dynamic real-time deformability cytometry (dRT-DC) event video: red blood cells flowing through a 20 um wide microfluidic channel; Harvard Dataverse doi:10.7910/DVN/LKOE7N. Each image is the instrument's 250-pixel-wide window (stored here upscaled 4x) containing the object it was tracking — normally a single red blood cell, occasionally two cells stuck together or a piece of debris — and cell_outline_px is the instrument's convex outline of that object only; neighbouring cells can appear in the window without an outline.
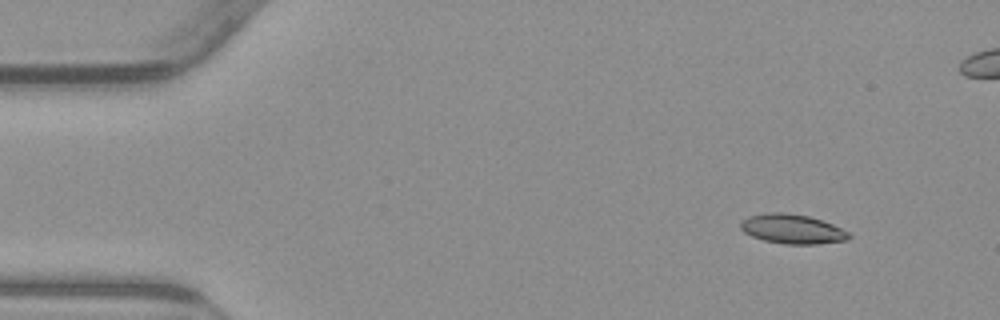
{"species": "common noctule bat (a hibernating species)", "species_latin": "Nyctalus noctula", "temperature_condition": "warm", "stored_images_in_passage": 51, "camera_frame_rate_fps": 3000, "um_per_image_px": 0.085, "animal": {"sex": "male", "body_mass_g": 23.1, "forearm_length_mm": 52.7}, "frame": {"image": 1, "passage_image": 1, "time_ms": 0.0, "image_size_px": [1000, 320], "cell_outline_px": [[852, 236], [848, 240], [816, 244], [784, 244], [764, 240], [752, 236], [744, 232], [740, 228], [740, 220], [748, 216], [768, 212], [784, 212], [808, 216], [832, 224], [848, 232]], "centroid_in_image_um": [67.31, 19.46], "position_along_channel_um": 17.7, "area_um2": 18.61}}
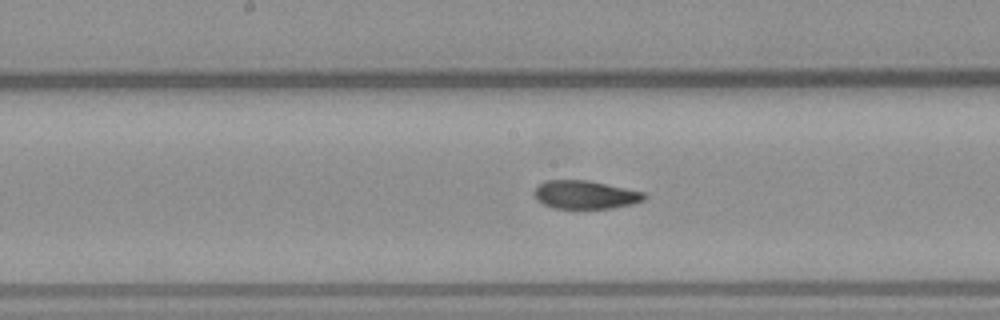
{"frame": {"image": 2, "passage_image": 23, "time_ms": 7.333, "image_size_px": [1000, 320], "cell_outline_px": [[648, 196], [644, 200], [632, 204], [612, 208], [552, 208], [544, 204], [532, 192], [544, 180], [588, 180], [644, 192]], "centroid_in_image_um": [49.77, 16.54], "position_along_channel_um": 198.4, "area_um2": 18.03}}
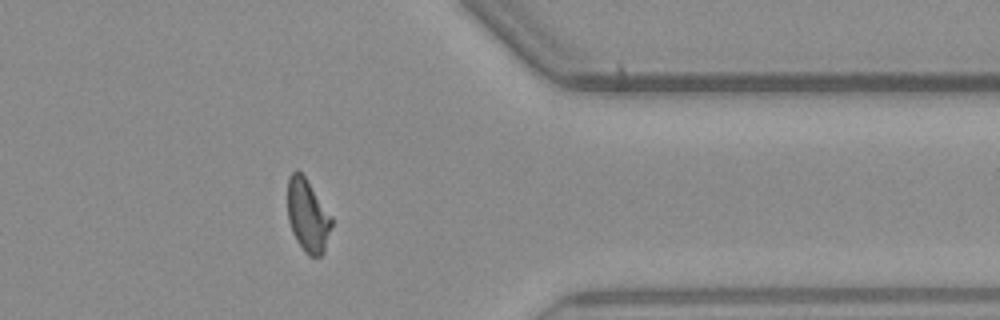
{"frame": {"image": 3, "passage_image": 39, "time_ms": 12.667, "image_size_px": [1000, 320], "cell_outline_px": [[332, 224], [324, 252], [320, 256], [308, 256], [304, 252], [296, 240], [292, 232], [288, 220], [288, 176], [292, 172], [300, 172], [304, 176], [332, 216]], "centroid_in_image_um": [26.15, 18.36], "position_along_channel_um": 385.2, "area_um2": 18.55}, "authors_computed_cell_mechanics": {"area_um2": 18.785, "velocity_mm_per_s": 3.8142, "shape_relaxation_time_tau1_ms": 7.9381, "shape_relaxation_time_tau2_ms": 1.8651, "deformation_change_tau1": 0.225, "deformation_change_tau2": 0.0858}}